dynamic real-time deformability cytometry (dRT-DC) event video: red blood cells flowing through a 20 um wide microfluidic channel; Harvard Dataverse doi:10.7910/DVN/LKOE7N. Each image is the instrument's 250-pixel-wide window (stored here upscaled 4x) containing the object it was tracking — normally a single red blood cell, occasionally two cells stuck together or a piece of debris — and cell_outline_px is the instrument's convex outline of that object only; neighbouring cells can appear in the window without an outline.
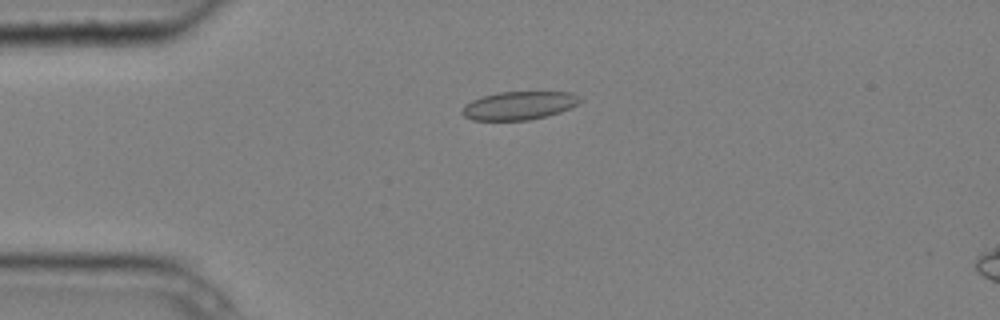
{"species": "common noctule bat (a hibernating species)", "species_latin": "Nyctalus noctula", "temperature_condition": "cold", "stored_images_in_passage": 6, "camera_frame_rate_fps": 3000, "um_per_image_px": 0.085, "animal": {"sex": "male", "body_mass_g": 20.4}, "frame": {"image": 1, "passage_image": 4, "time_ms": 1.0, "image_size_px": [1000, 320], "cell_outline_px": [[584, 100], [580, 104], [560, 112], [528, 120], [472, 120], [464, 116], [460, 112], [464, 104], [472, 100], [496, 92], [572, 92], [580, 96]], "centroid_in_image_um": [44.14, 8.96], "position_along_channel_um": 40.9, "area_um2": 19.59}}